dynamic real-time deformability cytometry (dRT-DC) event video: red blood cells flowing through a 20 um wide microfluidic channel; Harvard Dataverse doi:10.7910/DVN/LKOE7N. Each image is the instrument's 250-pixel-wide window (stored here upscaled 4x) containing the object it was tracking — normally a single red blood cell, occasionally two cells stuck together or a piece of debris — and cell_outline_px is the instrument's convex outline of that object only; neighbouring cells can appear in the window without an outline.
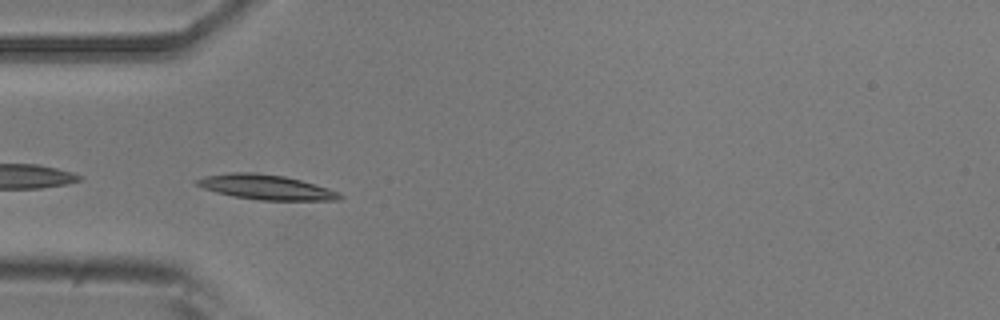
{"species": "common noctule bat (a hibernating species)", "species_latin": "Nyctalus noctula", "temperature_condition": "room temperature", "stored_images_in_passage": 5, "camera_frame_rate_fps": 3000, "um_per_image_px": 0.085, "animal": {"sex": "male", "body_mass_g": 20.5, "forearm_length_mm": 52.5}, "frame": {"image": 1, "passage_image": 5, "time_ms": 4.333, "image_size_px": [1000, 320], "cell_outline_px": [[344, 196], [340, 200], [260, 200], [232, 196], [216, 192], [192, 184], [192, 180], [204, 176], [232, 172], [256, 172], [284, 176], [300, 180], [328, 188]], "centroid_in_image_um": [22.53, 15.9], "position_along_channel_um": 62.5, "area_um2": 20.75}}